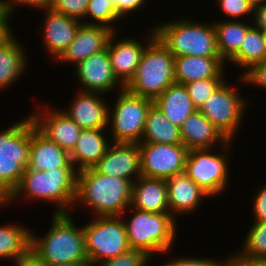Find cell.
Wrapping results in <instances>:
<instances>
[{"label": "cell", "instance_id": "obj_10", "mask_svg": "<svg viewBox=\"0 0 266 266\" xmlns=\"http://www.w3.org/2000/svg\"><path fill=\"white\" fill-rule=\"evenodd\" d=\"M117 96L115 103L109 106L108 113L111 141L140 143L153 100L132 94L125 88Z\"/></svg>", "mask_w": 266, "mask_h": 266}, {"label": "cell", "instance_id": "obj_47", "mask_svg": "<svg viewBox=\"0 0 266 266\" xmlns=\"http://www.w3.org/2000/svg\"><path fill=\"white\" fill-rule=\"evenodd\" d=\"M217 266H235V263H234V261H233L230 257H228V255H227V257H225V259H224V257H223V260H222Z\"/></svg>", "mask_w": 266, "mask_h": 266}, {"label": "cell", "instance_id": "obj_1", "mask_svg": "<svg viewBox=\"0 0 266 266\" xmlns=\"http://www.w3.org/2000/svg\"><path fill=\"white\" fill-rule=\"evenodd\" d=\"M52 214L43 237L31 231L30 251L50 266L89 264L83 226H77L70 213Z\"/></svg>", "mask_w": 266, "mask_h": 266}, {"label": "cell", "instance_id": "obj_41", "mask_svg": "<svg viewBox=\"0 0 266 266\" xmlns=\"http://www.w3.org/2000/svg\"><path fill=\"white\" fill-rule=\"evenodd\" d=\"M255 193L252 204L255 222L266 221V183Z\"/></svg>", "mask_w": 266, "mask_h": 266}, {"label": "cell", "instance_id": "obj_49", "mask_svg": "<svg viewBox=\"0 0 266 266\" xmlns=\"http://www.w3.org/2000/svg\"><path fill=\"white\" fill-rule=\"evenodd\" d=\"M262 36H263L264 46H265V51H266V30H262Z\"/></svg>", "mask_w": 266, "mask_h": 266}, {"label": "cell", "instance_id": "obj_7", "mask_svg": "<svg viewBox=\"0 0 266 266\" xmlns=\"http://www.w3.org/2000/svg\"><path fill=\"white\" fill-rule=\"evenodd\" d=\"M30 119L27 115L0 131V203L17 188L29 162Z\"/></svg>", "mask_w": 266, "mask_h": 266}, {"label": "cell", "instance_id": "obj_8", "mask_svg": "<svg viewBox=\"0 0 266 266\" xmlns=\"http://www.w3.org/2000/svg\"><path fill=\"white\" fill-rule=\"evenodd\" d=\"M232 142L234 140H229L219 148L191 149L188 152L185 173L211 197L221 195L229 184L228 155L232 152Z\"/></svg>", "mask_w": 266, "mask_h": 266}, {"label": "cell", "instance_id": "obj_29", "mask_svg": "<svg viewBox=\"0 0 266 266\" xmlns=\"http://www.w3.org/2000/svg\"><path fill=\"white\" fill-rule=\"evenodd\" d=\"M140 143L182 144L180 128L172 124L164 113L152 104L147 112Z\"/></svg>", "mask_w": 266, "mask_h": 266}, {"label": "cell", "instance_id": "obj_48", "mask_svg": "<svg viewBox=\"0 0 266 266\" xmlns=\"http://www.w3.org/2000/svg\"><path fill=\"white\" fill-rule=\"evenodd\" d=\"M247 1L250 3L253 9L266 4V0H247Z\"/></svg>", "mask_w": 266, "mask_h": 266}, {"label": "cell", "instance_id": "obj_9", "mask_svg": "<svg viewBox=\"0 0 266 266\" xmlns=\"http://www.w3.org/2000/svg\"><path fill=\"white\" fill-rule=\"evenodd\" d=\"M89 264L112 259L129 251L126 227L121 216H97L83 224Z\"/></svg>", "mask_w": 266, "mask_h": 266}, {"label": "cell", "instance_id": "obj_24", "mask_svg": "<svg viewBox=\"0 0 266 266\" xmlns=\"http://www.w3.org/2000/svg\"><path fill=\"white\" fill-rule=\"evenodd\" d=\"M105 130L107 131V129H83L80 132L77 144L70 153L72 165L77 172L93 168L107 152L112 141L105 136Z\"/></svg>", "mask_w": 266, "mask_h": 266}, {"label": "cell", "instance_id": "obj_19", "mask_svg": "<svg viewBox=\"0 0 266 266\" xmlns=\"http://www.w3.org/2000/svg\"><path fill=\"white\" fill-rule=\"evenodd\" d=\"M111 29L101 25L81 24L75 34L74 40L56 60L60 63H71L75 67L92 54L105 50L111 35Z\"/></svg>", "mask_w": 266, "mask_h": 266}, {"label": "cell", "instance_id": "obj_46", "mask_svg": "<svg viewBox=\"0 0 266 266\" xmlns=\"http://www.w3.org/2000/svg\"><path fill=\"white\" fill-rule=\"evenodd\" d=\"M235 263V266H266V259H261L258 261H251L239 258L235 253L229 256Z\"/></svg>", "mask_w": 266, "mask_h": 266}, {"label": "cell", "instance_id": "obj_43", "mask_svg": "<svg viewBox=\"0 0 266 266\" xmlns=\"http://www.w3.org/2000/svg\"><path fill=\"white\" fill-rule=\"evenodd\" d=\"M11 17L3 8L0 9V46L13 36L12 25L9 23Z\"/></svg>", "mask_w": 266, "mask_h": 266}, {"label": "cell", "instance_id": "obj_21", "mask_svg": "<svg viewBox=\"0 0 266 266\" xmlns=\"http://www.w3.org/2000/svg\"><path fill=\"white\" fill-rule=\"evenodd\" d=\"M166 184L169 213L174 218L181 214H193L201 202L203 203L204 198L211 197L185 172L168 178Z\"/></svg>", "mask_w": 266, "mask_h": 266}, {"label": "cell", "instance_id": "obj_5", "mask_svg": "<svg viewBox=\"0 0 266 266\" xmlns=\"http://www.w3.org/2000/svg\"><path fill=\"white\" fill-rule=\"evenodd\" d=\"M154 30L174 57H220L212 22L209 24L183 17L156 24Z\"/></svg>", "mask_w": 266, "mask_h": 266}, {"label": "cell", "instance_id": "obj_14", "mask_svg": "<svg viewBox=\"0 0 266 266\" xmlns=\"http://www.w3.org/2000/svg\"><path fill=\"white\" fill-rule=\"evenodd\" d=\"M31 114L36 129L49 141L58 144L63 150L71 153L77 144L82 129L62 110L41 107Z\"/></svg>", "mask_w": 266, "mask_h": 266}, {"label": "cell", "instance_id": "obj_25", "mask_svg": "<svg viewBox=\"0 0 266 266\" xmlns=\"http://www.w3.org/2000/svg\"><path fill=\"white\" fill-rule=\"evenodd\" d=\"M130 206L151 213H169L166 180L140 176L132 183Z\"/></svg>", "mask_w": 266, "mask_h": 266}, {"label": "cell", "instance_id": "obj_45", "mask_svg": "<svg viewBox=\"0 0 266 266\" xmlns=\"http://www.w3.org/2000/svg\"><path fill=\"white\" fill-rule=\"evenodd\" d=\"M253 25L260 30H266V4L254 9Z\"/></svg>", "mask_w": 266, "mask_h": 266}, {"label": "cell", "instance_id": "obj_37", "mask_svg": "<svg viewBox=\"0 0 266 266\" xmlns=\"http://www.w3.org/2000/svg\"><path fill=\"white\" fill-rule=\"evenodd\" d=\"M89 0H52L51 9L57 13L75 18L84 24Z\"/></svg>", "mask_w": 266, "mask_h": 266}, {"label": "cell", "instance_id": "obj_38", "mask_svg": "<svg viewBox=\"0 0 266 266\" xmlns=\"http://www.w3.org/2000/svg\"><path fill=\"white\" fill-rule=\"evenodd\" d=\"M242 84L256 86L266 90V60L253 65L237 78Z\"/></svg>", "mask_w": 266, "mask_h": 266}, {"label": "cell", "instance_id": "obj_44", "mask_svg": "<svg viewBox=\"0 0 266 266\" xmlns=\"http://www.w3.org/2000/svg\"><path fill=\"white\" fill-rule=\"evenodd\" d=\"M14 266H50L46 262L39 259L33 252L29 251L21 257Z\"/></svg>", "mask_w": 266, "mask_h": 266}, {"label": "cell", "instance_id": "obj_4", "mask_svg": "<svg viewBox=\"0 0 266 266\" xmlns=\"http://www.w3.org/2000/svg\"><path fill=\"white\" fill-rule=\"evenodd\" d=\"M132 211L131 217H121L124 221L128 243L131 249L146 252L153 258L155 255L170 254V250L177 241V221L170 213H151L139 209L128 208ZM155 254V255H154Z\"/></svg>", "mask_w": 266, "mask_h": 266}, {"label": "cell", "instance_id": "obj_6", "mask_svg": "<svg viewBox=\"0 0 266 266\" xmlns=\"http://www.w3.org/2000/svg\"><path fill=\"white\" fill-rule=\"evenodd\" d=\"M174 83V56L155 36L146 45L134 76L124 88L154 101Z\"/></svg>", "mask_w": 266, "mask_h": 266}, {"label": "cell", "instance_id": "obj_36", "mask_svg": "<svg viewBox=\"0 0 266 266\" xmlns=\"http://www.w3.org/2000/svg\"><path fill=\"white\" fill-rule=\"evenodd\" d=\"M217 8L220 9L223 15H226L227 20L246 19L243 16L252 17L254 9L247 0H215ZM230 17V18H229Z\"/></svg>", "mask_w": 266, "mask_h": 266}, {"label": "cell", "instance_id": "obj_11", "mask_svg": "<svg viewBox=\"0 0 266 266\" xmlns=\"http://www.w3.org/2000/svg\"><path fill=\"white\" fill-rule=\"evenodd\" d=\"M226 79L199 111L228 139H235L248 109L249 99L241 96ZM247 100V101H246Z\"/></svg>", "mask_w": 266, "mask_h": 266}, {"label": "cell", "instance_id": "obj_33", "mask_svg": "<svg viewBox=\"0 0 266 266\" xmlns=\"http://www.w3.org/2000/svg\"><path fill=\"white\" fill-rule=\"evenodd\" d=\"M90 18V22L87 19ZM121 21L110 0H89L84 24L101 25L118 32L115 22Z\"/></svg>", "mask_w": 266, "mask_h": 266}, {"label": "cell", "instance_id": "obj_32", "mask_svg": "<svg viewBox=\"0 0 266 266\" xmlns=\"http://www.w3.org/2000/svg\"><path fill=\"white\" fill-rule=\"evenodd\" d=\"M241 248L235 252L239 258L251 261L266 259V221H253Z\"/></svg>", "mask_w": 266, "mask_h": 266}, {"label": "cell", "instance_id": "obj_27", "mask_svg": "<svg viewBox=\"0 0 266 266\" xmlns=\"http://www.w3.org/2000/svg\"><path fill=\"white\" fill-rule=\"evenodd\" d=\"M28 67L26 50L14 36L0 46V86L3 91L22 78Z\"/></svg>", "mask_w": 266, "mask_h": 266}, {"label": "cell", "instance_id": "obj_26", "mask_svg": "<svg viewBox=\"0 0 266 266\" xmlns=\"http://www.w3.org/2000/svg\"><path fill=\"white\" fill-rule=\"evenodd\" d=\"M153 104L164 113L172 124L179 128L197 110L185 85L178 83L171 84L153 101Z\"/></svg>", "mask_w": 266, "mask_h": 266}, {"label": "cell", "instance_id": "obj_2", "mask_svg": "<svg viewBox=\"0 0 266 266\" xmlns=\"http://www.w3.org/2000/svg\"><path fill=\"white\" fill-rule=\"evenodd\" d=\"M77 171L75 168H56L51 171L26 169L17 188L0 208L15 203L20 196L28 200L54 203V214L72 213L76 199ZM17 198V199H16ZM35 198V199H34Z\"/></svg>", "mask_w": 266, "mask_h": 266}, {"label": "cell", "instance_id": "obj_13", "mask_svg": "<svg viewBox=\"0 0 266 266\" xmlns=\"http://www.w3.org/2000/svg\"><path fill=\"white\" fill-rule=\"evenodd\" d=\"M73 69L76 70H73V74L81 88L78 91L100 93L107 97V94L109 95L113 90L124 89V85L117 79L111 68L107 48L92 54Z\"/></svg>", "mask_w": 266, "mask_h": 266}, {"label": "cell", "instance_id": "obj_22", "mask_svg": "<svg viewBox=\"0 0 266 266\" xmlns=\"http://www.w3.org/2000/svg\"><path fill=\"white\" fill-rule=\"evenodd\" d=\"M221 57L178 56L174 57V76L178 84L209 78H227V66Z\"/></svg>", "mask_w": 266, "mask_h": 266}, {"label": "cell", "instance_id": "obj_34", "mask_svg": "<svg viewBox=\"0 0 266 266\" xmlns=\"http://www.w3.org/2000/svg\"><path fill=\"white\" fill-rule=\"evenodd\" d=\"M226 79L227 78H209L184 84L194 107L199 110L210 95L213 94Z\"/></svg>", "mask_w": 266, "mask_h": 266}, {"label": "cell", "instance_id": "obj_42", "mask_svg": "<svg viewBox=\"0 0 266 266\" xmlns=\"http://www.w3.org/2000/svg\"><path fill=\"white\" fill-rule=\"evenodd\" d=\"M116 10V14L119 18L128 16L130 12L134 14V11H139L146 4V0H110ZM146 3V4H145Z\"/></svg>", "mask_w": 266, "mask_h": 266}, {"label": "cell", "instance_id": "obj_3", "mask_svg": "<svg viewBox=\"0 0 266 266\" xmlns=\"http://www.w3.org/2000/svg\"><path fill=\"white\" fill-rule=\"evenodd\" d=\"M132 183L115 176H106L93 168L77 172L75 205L90 208L94 217L121 216L129 212ZM127 210V211H126Z\"/></svg>", "mask_w": 266, "mask_h": 266}, {"label": "cell", "instance_id": "obj_35", "mask_svg": "<svg viewBox=\"0 0 266 266\" xmlns=\"http://www.w3.org/2000/svg\"><path fill=\"white\" fill-rule=\"evenodd\" d=\"M151 260L152 257L146 252L138 249H130L115 258L104 260L92 266H148Z\"/></svg>", "mask_w": 266, "mask_h": 266}, {"label": "cell", "instance_id": "obj_15", "mask_svg": "<svg viewBox=\"0 0 266 266\" xmlns=\"http://www.w3.org/2000/svg\"><path fill=\"white\" fill-rule=\"evenodd\" d=\"M116 33L111 35L107 50L111 68L117 79L125 86L134 76L146 45L156 36V33L154 27L150 28V31L146 32L148 34L145 37L146 43L130 37L117 41Z\"/></svg>", "mask_w": 266, "mask_h": 266}, {"label": "cell", "instance_id": "obj_31", "mask_svg": "<svg viewBox=\"0 0 266 266\" xmlns=\"http://www.w3.org/2000/svg\"><path fill=\"white\" fill-rule=\"evenodd\" d=\"M266 60V51L262 30L256 28L254 25L247 31L239 51L228 61L239 70H243L242 75L250 67Z\"/></svg>", "mask_w": 266, "mask_h": 266}, {"label": "cell", "instance_id": "obj_17", "mask_svg": "<svg viewBox=\"0 0 266 266\" xmlns=\"http://www.w3.org/2000/svg\"><path fill=\"white\" fill-rule=\"evenodd\" d=\"M41 39L51 59L57 60L65 49L74 40L75 34L82 24L80 20L53 11L51 8L44 10Z\"/></svg>", "mask_w": 266, "mask_h": 266}, {"label": "cell", "instance_id": "obj_16", "mask_svg": "<svg viewBox=\"0 0 266 266\" xmlns=\"http://www.w3.org/2000/svg\"><path fill=\"white\" fill-rule=\"evenodd\" d=\"M93 169L134 183L141 176L139 143L112 142Z\"/></svg>", "mask_w": 266, "mask_h": 266}, {"label": "cell", "instance_id": "obj_28", "mask_svg": "<svg viewBox=\"0 0 266 266\" xmlns=\"http://www.w3.org/2000/svg\"><path fill=\"white\" fill-rule=\"evenodd\" d=\"M216 34L217 50L221 59L226 63L238 51L247 31L253 26V23L244 20H221L213 21ZM251 24V25H250Z\"/></svg>", "mask_w": 266, "mask_h": 266}, {"label": "cell", "instance_id": "obj_39", "mask_svg": "<svg viewBox=\"0 0 266 266\" xmlns=\"http://www.w3.org/2000/svg\"><path fill=\"white\" fill-rule=\"evenodd\" d=\"M172 259V260H171ZM169 258V262H165L164 265L161 266H217L222 260L221 259H210L208 258H202V257H194V256H178V258L174 257ZM160 266V265H159Z\"/></svg>", "mask_w": 266, "mask_h": 266}, {"label": "cell", "instance_id": "obj_50", "mask_svg": "<svg viewBox=\"0 0 266 266\" xmlns=\"http://www.w3.org/2000/svg\"><path fill=\"white\" fill-rule=\"evenodd\" d=\"M66 266H91L90 264H81V265H66Z\"/></svg>", "mask_w": 266, "mask_h": 266}, {"label": "cell", "instance_id": "obj_30", "mask_svg": "<svg viewBox=\"0 0 266 266\" xmlns=\"http://www.w3.org/2000/svg\"><path fill=\"white\" fill-rule=\"evenodd\" d=\"M31 231L19 223L0 226V259L11 260L15 264L30 251Z\"/></svg>", "mask_w": 266, "mask_h": 266}, {"label": "cell", "instance_id": "obj_12", "mask_svg": "<svg viewBox=\"0 0 266 266\" xmlns=\"http://www.w3.org/2000/svg\"><path fill=\"white\" fill-rule=\"evenodd\" d=\"M141 176L165 179L185 172L189 150L183 144L139 143Z\"/></svg>", "mask_w": 266, "mask_h": 266}, {"label": "cell", "instance_id": "obj_18", "mask_svg": "<svg viewBox=\"0 0 266 266\" xmlns=\"http://www.w3.org/2000/svg\"><path fill=\"white\" fill-rule=\"evenodd\" d=\"M103 95V96H102ZM100 93L77 90L66 111H63L82 130L107 129L109 104ZM107 103V104H106Z\"/></svg>", "mask_w": 266, "mask_h": 266}, {"label": "cell", "instance_id": "obj_20", "mask_svg": "<svg viewBox=\"0 0 266 266\" xmlns=\"http://www.w3.org/2000/svg\"><path fill=\"white\" fill-rule=\"evenodd\" d=\"M56 168H74L70 153L42 135L30 119L29 162L26 169L51 171Z\"/></svg>", "mask_w": 266, "mask_h": 266}, {"label": "cell", "instance_id": "obj_40", "mask_svg": "<svg viewBox=\"0 0 266 266\" xmlns=\"http://www.w3.org/2000/svg\"><path fill=\"white\" fill-rule=\"evenodd\" d=\"M52 0H1L2 8L8 12L11 16L15 11L17 6H28L33 8H38L41 11L49 9L51 7Z\"/></svg>", "mask_w": 266, "mask_h": 266}, {"label": "cell", "instance_id": "obj_23", "mask_svg": "<svg viewBox=\"0 0 266 266\" xmlns=\"http://www.w3.org/2000/svg\"><path fill=\"white\" fill-rule=\"evenodd\" d=\"M182 144L188 149L215 148L229 140L199 110L180 127Z\"/></svg>", "mask_w": 266, "mask_h": 266}]
</instances>
